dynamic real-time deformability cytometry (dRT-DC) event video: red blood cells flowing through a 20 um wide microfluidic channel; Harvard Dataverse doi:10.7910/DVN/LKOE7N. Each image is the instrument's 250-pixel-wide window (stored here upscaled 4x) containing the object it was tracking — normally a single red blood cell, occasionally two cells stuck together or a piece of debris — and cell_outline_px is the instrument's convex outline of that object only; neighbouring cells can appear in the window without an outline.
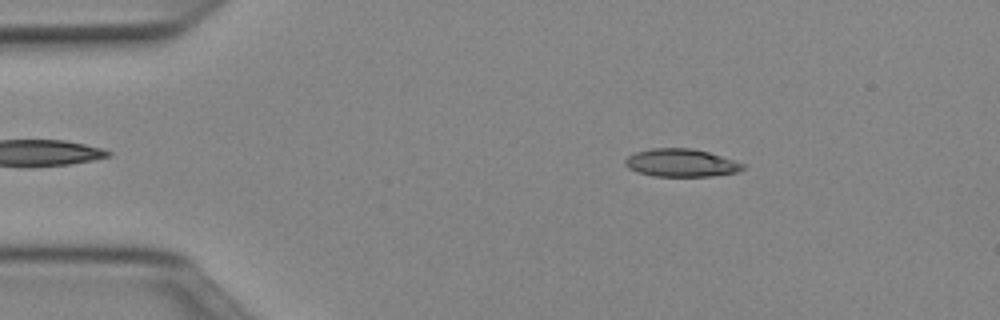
{"species": "Egyptian fruit bat (a non-hibernating species)", "species_latin": "Rousettus aegyptiacus", "temperature_condition": "cold", "stored_images_in_passage": 49, "camera_frame_rate_fps": 3000, "um_per_image_px": 0.085, "animal": {"sex": "female"}, "frame": {"image": 1, "passage_image": 7, "time_ms": 2.0, "image_size_px": [1000, 320], "cell_outline_px": [[744, 168], [740, 172], [712, 176], [652, 176], [636, 172], [628, 168], [624, 164], [624, 160], [628, 156], [636, 152], [652, 148], [692, 148], [708, 152], [744, 164]], "centroid_in_image_um": [57.86, 13.85], "position_along_channel_um": 27.1, "area_um2": 19.13}}
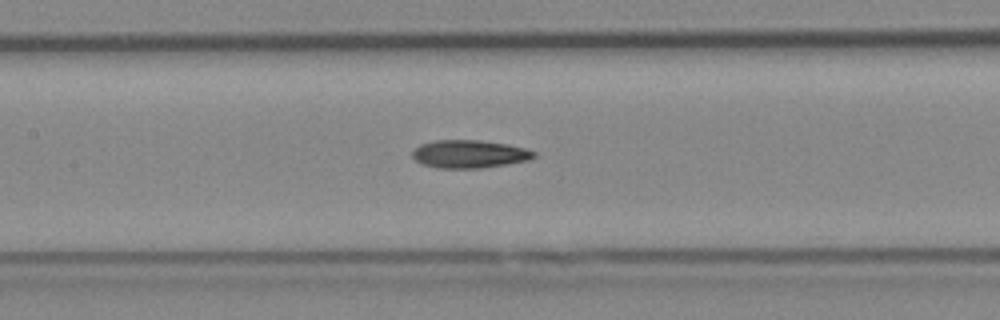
{"frame": {"image": 2, "passage_image": 22, "time_ms": 7.0, "image_size_px": [1000, 320], "cell_outline_px": [[536, 156], [528, 160], [508, 164], [480, 168], [436, 168], [420, 164], [412, 156], [412, 152], [420, 144], [436, 140], [480, 140], [508, 144], [524, 148], [536, 152]], "centroid_in_image_um": [39.89, 13.09], "position_along_channel_um": 167.5, "area_um2": 19.88}}
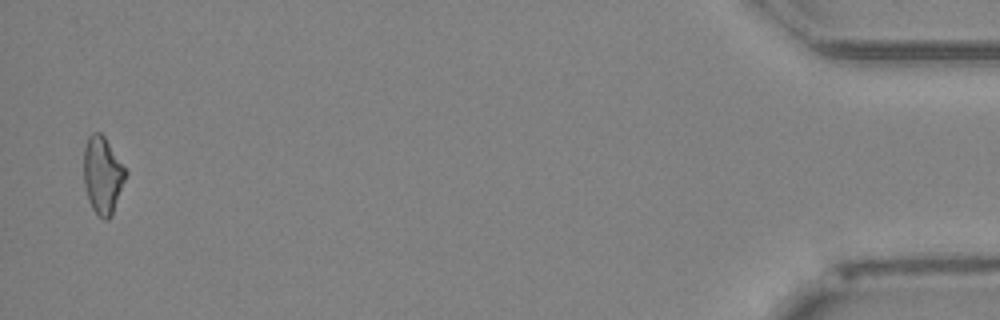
{"frame": {"image": 3, "passage_image": 48, "time_ms": 15.667, "image_size_px": [1000, 320], "cell_outline_px": [[128, 172], [112, 216], [108, 220], [104, 220], [92, 208], [88, 200], [84, 184], [84, 148], [88, 136], [92, 132], [100, 132], [104, 136]], "centroid_in_image_um": [8.72, 14.89], "position_along_channel_um": 426.5, "area_um2": 18.9}, "authors_computed_cell_mechanics": {"area_um2": 19.1318, "velocity_mm_per_s": 4.0202, "shape_relaxation_time_tau1_ms": 10.2385, "shape_relaxation_time_tau2_ms": 10.623, "deformation_change_tau1": 0.2334, "deformation_change_tau2": 0.2219}}